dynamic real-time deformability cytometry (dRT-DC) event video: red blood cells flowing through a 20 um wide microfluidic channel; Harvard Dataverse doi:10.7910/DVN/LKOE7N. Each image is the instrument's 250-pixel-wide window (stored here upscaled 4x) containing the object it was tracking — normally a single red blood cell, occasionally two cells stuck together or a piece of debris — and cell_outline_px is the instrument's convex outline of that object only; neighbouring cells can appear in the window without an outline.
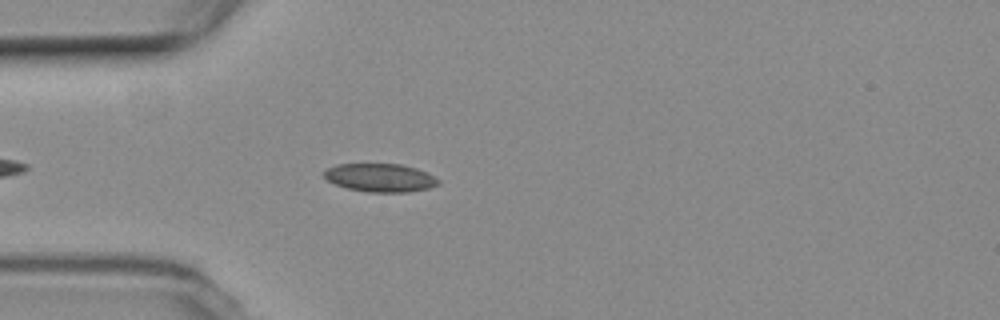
{"species": "common noctule bat (a hibernating species)", "species_latin": "Nyctalus noctula", "temperature_condition": "room temperature", "stored_images_in_passage": 20, "camera_frame_rate_fps": 3000, "um_per_image_px": 0.085, "animal": {"sex": "female", "body_mass_g": 19.3, "forearm_length_mm": 54.1}, "frame": {"image": 1, "passage_image": 6, "time_ms": 1.667, "image_size_px": [1000, 320], "cell_outline_px": [[440, 184], [428, 188], [408, 192], [368, 192], [348, 188], [336, 184], [328, 180], [324, 176], [324, 172], [328, 168], [336, 164], [400, 164], [416, 168], [440, 180]], "centroid_in_image_um": [32.32, 15.1], "position_along_channel_um": 52.7, "area_um2": 18.61}}
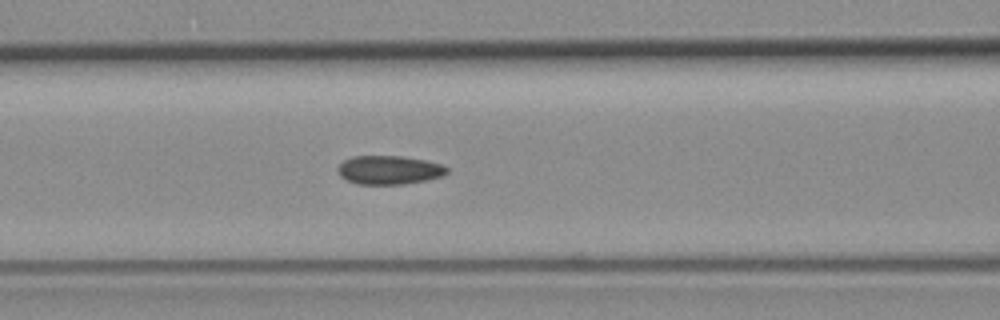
{"frame": {"image": 2, "passage_image": 13, "time_ms": 4.0, "image_size_px": [1000, 320], "cell_outline_px": [[448, 172], [444, 176], [404, 184], [356, 184], [340, 176], [336, 168], [344, 160], [352, 156], [400, 156], [424, 160], [440, 164], [448, 168]], "centroid_in_image_um": [33.05, 14.45], "position_along_channel_um": 133.5, "area_um2": 18.21}}
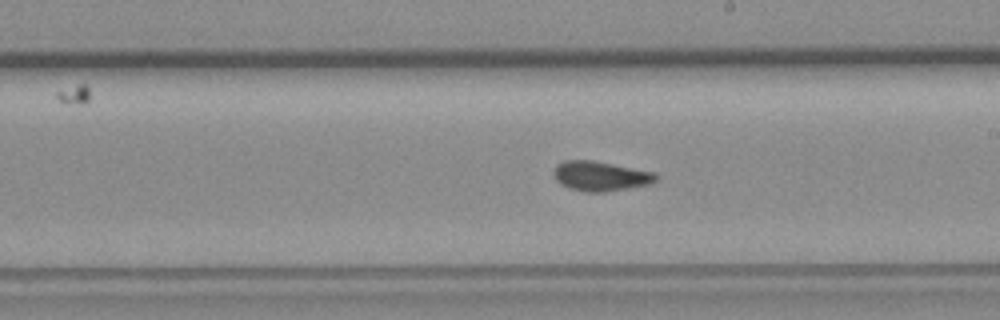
{"frame": {"image": 3, "passage_image": 18, "time_ms": 5.667, "image_size_px": [1000, 320], "cell_outline_px": [[660, 180], [652, 184], [604, 192], [584, 192], [568, 188], [560, 184], [556, 180], [552, 172], [556, 164], [564, 160], [592, 160], [656, 172], [660, 176]], "centroid_in_image_um": [51.07, 14.97], "position_along_channel_um": 237.9, "area_um2": 18.15}}